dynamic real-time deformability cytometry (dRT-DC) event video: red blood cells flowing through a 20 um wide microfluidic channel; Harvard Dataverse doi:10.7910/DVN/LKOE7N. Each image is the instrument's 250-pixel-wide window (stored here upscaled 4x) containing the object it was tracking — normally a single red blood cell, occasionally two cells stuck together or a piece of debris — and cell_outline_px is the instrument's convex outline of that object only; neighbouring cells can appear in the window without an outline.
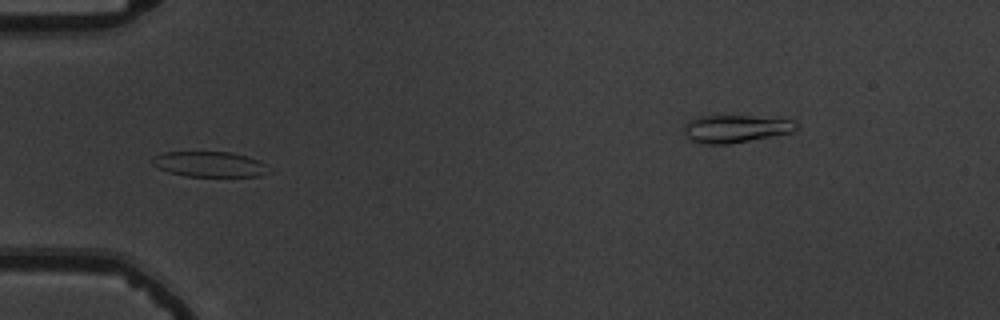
{"species": "common noctule bat (a hibernating species)", "species_latin": "Nyctalus noctula", "temperature_condition": "warm", "stored_images_in_passage": 48, "camera_frame_rate_fps": 3000, "um_per_image_px": 0.085, "animal": {"sex": "male", "body_mass_g": 19.5, "forearm_length_mm": 54.6}, "frame": {"image": 1, "passage_image": 11, "time_ms": 3.333, "image_size_px": [1000, 320], "cell_outline_px": [[268, 172], [260, 176], [184, 176], [168, 172], [152, 164], [152, 156], [164, 152], [232, 152], [248, 156], [260, 160], [264, 164]], "centroid_in_image_um": [17.79, 13.95], "position_along_channel_um": 67.2, "area_um2": 17.17}}
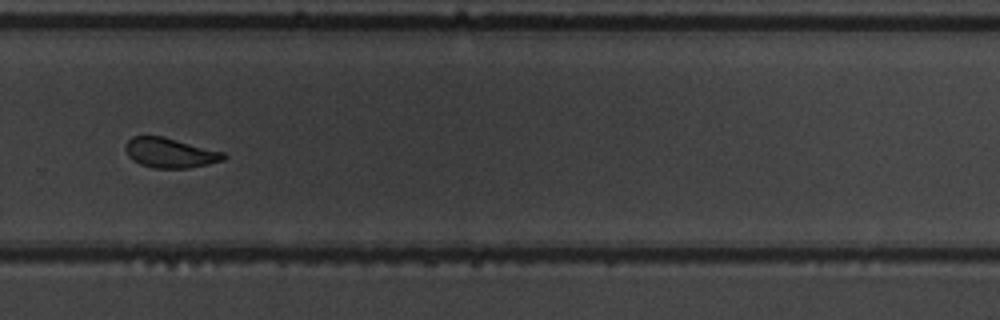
{"frame": {"image": 2, "passage_image": 31, "time_ms": 10.0, "image_size_px": [1000, 320], "cell_outline_px": [[228, 156], [224, 160], [208, 164], [188, 168], [152, 168], [140, 164], [132, 160], [128, 156], [124, 148], [124, 144], [132, 136], [164, 136], [224, 152]], "centroid_in_image_um": [14.44, 12.99], "position_along_channel_um": 315.4, "area_um2": 17.28}}
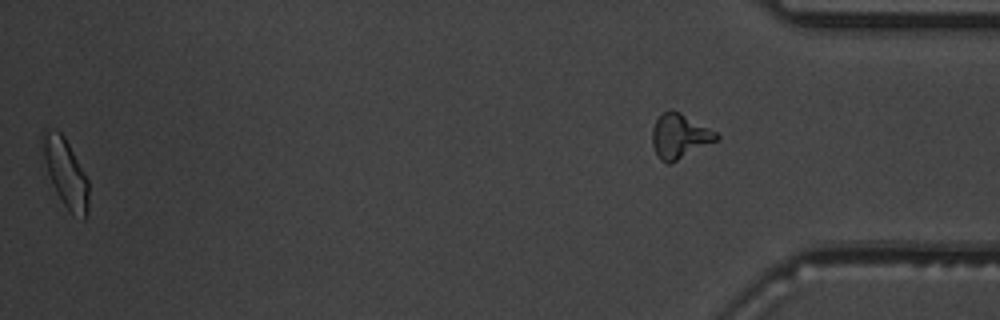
{"frame": {"image": 3, "passage_image": 47, "time_ms": 15.333, "image_size_px": [1000, 320], "cell_outline_px": [[88, 216], [84, 220], [72, 212], [64, 204], [56, 192], [48, 172], [40, 140], [40, 132], [44, 128], [56, 128], [64, 136], [84, 172], [88, 180]], "centroid_in_image_um": [5.56, 14.61], "position_along_channel_um": 429.6, "area_um2": 18.21}, "authors_computed_cell_mechanics": {"area_um2": 17.9469, "velocity_mm_per_s": 3.752, "shape_relaxation_time_tau1_ms": null, "shape_relaxation_time_tau2_ms": 1.3826, "deformation_change_tau1": null, "deformation_change_tau2": 0.087}}